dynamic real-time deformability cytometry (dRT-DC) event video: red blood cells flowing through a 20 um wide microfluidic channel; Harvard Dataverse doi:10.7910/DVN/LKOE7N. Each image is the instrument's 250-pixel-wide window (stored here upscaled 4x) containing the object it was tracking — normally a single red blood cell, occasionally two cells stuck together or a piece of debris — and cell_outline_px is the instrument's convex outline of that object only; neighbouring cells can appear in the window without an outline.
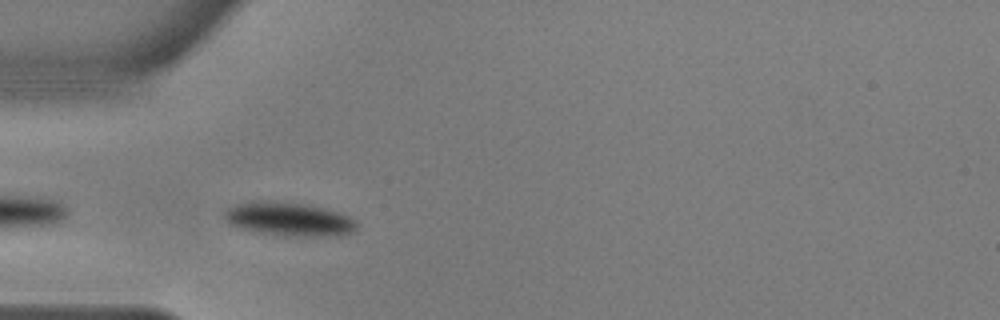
{"species": "common noctule bat (a hibernating species)", "species_latin": "Nyctalus noctula", "temperature_condition": "warm", "stored_images_in_passage": 41, "camera_frame_rate_fps": 3000, "um_per_image_px": 0.085, "animal": {"sex": "male", "body_mass_g": 17.9, "forearm_length_mm": 54.2}, "frame": {"image": 1, "passage_image": 2, "time_ms": 0.333, "image_size_px": [1000, 320], "cell_outline_px": [[360, 224], [352, 232], [344, 236], [292, 236], [260, 232], [236, 228], [228, 224], [220, 216], [228, 208], [236, 204], [248, 200], [272, 200], [308, 204], [340, 212], [356, 220]], "centroid_in_image_um": [24.53, 18.61], "position_along_channel_um": 60.5, "area_um2": 26.76}}
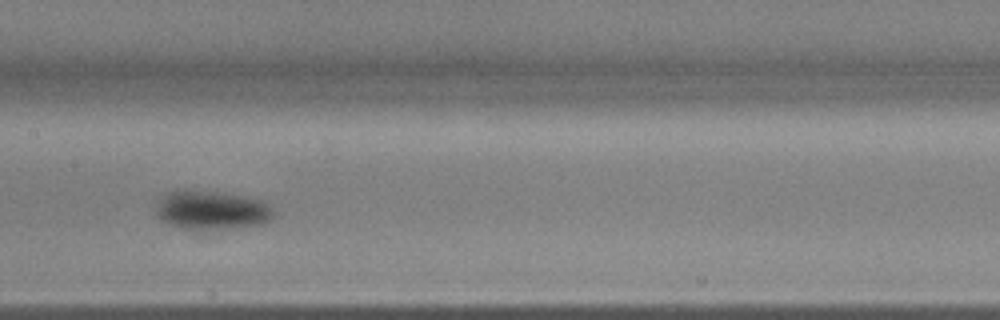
{"frame": {"image": 2, "passage_image": 13, "time_ms": 4.0, "image_size_px": [1000, 320], "cell_outline_px": [[276, 212], [272, 220], [260, 224], [236, 228], [180, 228], [164, 220], [156, 212], [156, 208], [164, 192], [184, 188], [248, 196], [264, 200]], "centroid_in_image_um": [18.05, 17.82], "position_along_channel_um": 189.4, "area_um2": 26.76}}
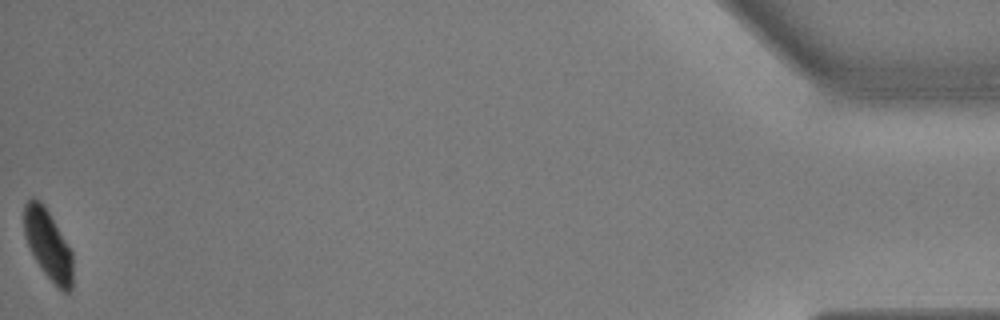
{"frame": {"image": 3, "passage_image": 41, "time_ms": 13.333, "image_size_px": [1000, 320], "cell_outline_px": [[72, 288], [68, 292], [64, 292], [44, 272], [36, 260], [28, 244], [24, 232], [24, 204], [28, 200], [40, 200], [48, 212], [72, 252]], "centroid_in_image_um": [4.09, 20.8], "position_along_channel_um": 431.1, "area_um2": 19.07}, "authors_computed_cell_mechanics": {"area_um2": 25.5476, "velocity_mm_per_s": 3.5926, "shape_relaxation_time_tau1_ms": 2.4719, "shape_relaxation_time_tau2_ms": null, "deformation_change_tau1": 0.1058, "deformation_change_tau2": null}}